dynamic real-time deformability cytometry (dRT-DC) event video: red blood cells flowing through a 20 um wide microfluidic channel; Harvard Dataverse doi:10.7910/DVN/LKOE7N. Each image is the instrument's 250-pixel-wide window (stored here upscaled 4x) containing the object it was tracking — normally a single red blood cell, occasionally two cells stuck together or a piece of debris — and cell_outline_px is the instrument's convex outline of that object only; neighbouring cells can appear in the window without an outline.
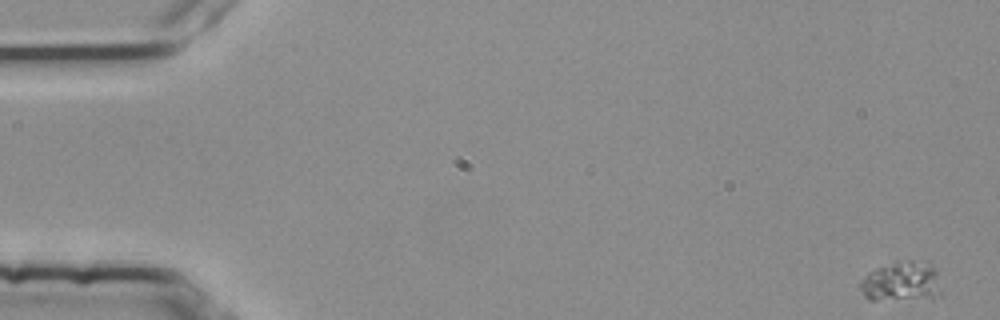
{"species": "common noctule bat (a hibernating species)", "species_latin": "Nyctalus noctula", "temperature_condition": "room temperature", "stored_images_in_passage": 54, "camera_frame_rate_fps": 3000, "um_per_image_px": 0.085, "animal": {"sex": "female", "body_mass_g": 25.1}, "frame": {"image": 1, "passage_image": 1, "time_ms": 0.0, "image_size_px": [1000, 320], "cell_outline_px": [[940, 292], [932, 300], [868, 300], [864, 296], [860, 288], [860, 284], [868, 272], [892, 264], [908, 260], [912, 260], [932, 268], [936, 272]], "centroid_in_image_um": [76.6, 24.02], "position_along_channel_um": 8.4, "area_um2": 18.44}}
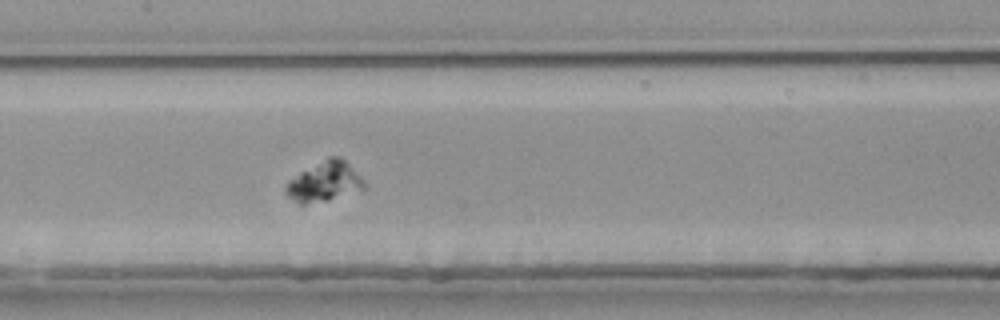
{"frame": {"image": 2, "passage_image": 27, "time_ms": 8.667, "image_size_px": [1000, 320], "cell_outline_px": [[364, 188], [328, 200], [304, 204], [300, 204], [288, 196], [288, 180], [300, 172], [328, 156], [336, 156], [344, 160], [364, 184]], "centroid_in_image_um": [27.53, 15.43], "position_along_channel_um": 179.9, "area_um2": 17.28}}
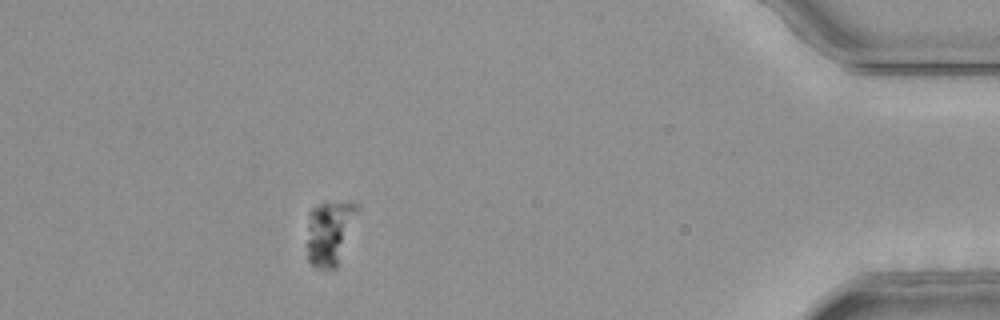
{"frame": {"image": 3, "passage_image": 50, "time_ms": 16.333, "image_size_px": [1000, 320], "cell_outline_px": [[360, 208], [336, 268], [316, 268], [308, 260], [308, 212], [312, 208], [324, 200], [352, 200], [360, 204]], "centroid_in_image_um": [28.05, 19.64], "position_along_channel_um": 407.2, "area_um2": 19.36}}